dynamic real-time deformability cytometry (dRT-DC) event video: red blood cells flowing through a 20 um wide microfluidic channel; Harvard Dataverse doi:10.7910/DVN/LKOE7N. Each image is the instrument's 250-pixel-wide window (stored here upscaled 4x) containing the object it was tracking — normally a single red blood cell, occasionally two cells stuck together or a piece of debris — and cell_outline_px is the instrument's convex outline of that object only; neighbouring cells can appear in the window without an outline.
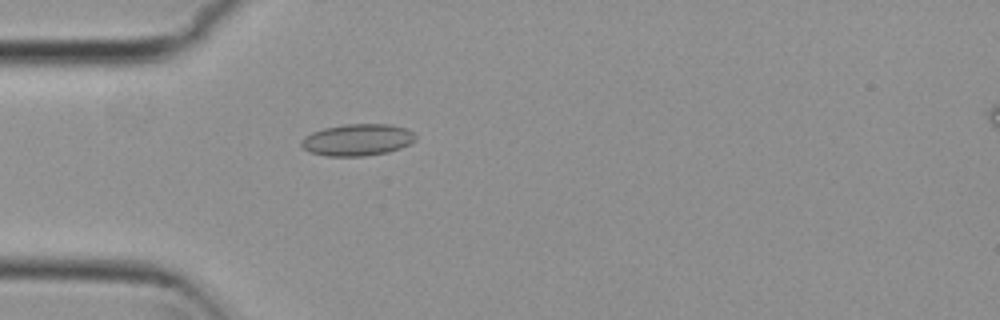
{"species": "common noctule bat (a hibernating species)", "species_latin": "Nyctalus noctula", "temperature_condition": "cold", "stored_images_in_passage": 5, "camera_frame_rate_fps": 3000, "um_per_image_px": 0.085, "animal": {"sex": "female", "body_mass_g": 29.2, "forearm_length_mm": 56.3}, "frame": {"image": 1, "passage_image": 5, "time_ms": 1.333, "image_size_px": [1000, 320], "cell_outline_px": [[416, 140], [400, 148], [388, 152], [364, 156], [328, 156], [308, 152], [300, 144], [300, 140], [304, 136], [312, 132], [324, 128], [344, 124], [388, 124], [404, 128], [412, 132], [416, 136]], "centroid_in_image_um": [30.34, 11.89], "position_along_channel_um": 54.7, "area_um2": 21.15}}